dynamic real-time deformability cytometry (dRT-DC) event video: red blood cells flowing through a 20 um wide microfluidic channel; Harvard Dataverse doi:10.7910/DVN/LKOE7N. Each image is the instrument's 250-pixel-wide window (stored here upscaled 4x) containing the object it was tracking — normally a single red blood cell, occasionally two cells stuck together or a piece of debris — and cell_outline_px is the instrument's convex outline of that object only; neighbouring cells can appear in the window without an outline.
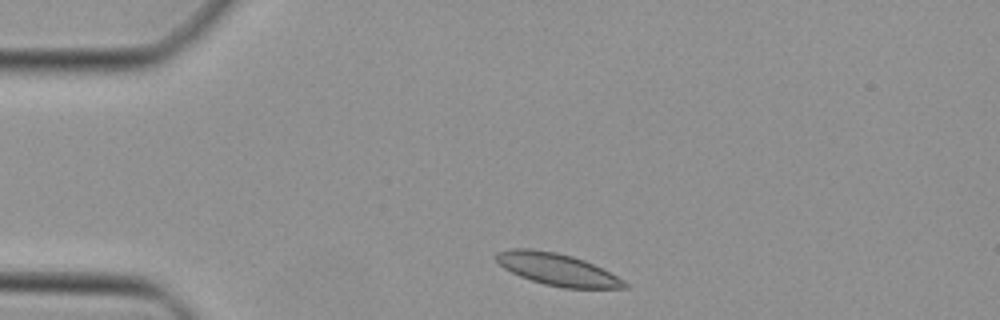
{"species": "Egyptian fruit bat (a non-hibernating species)", "species_latin": "Rousettus aegyptiacus", "temperature_condition": "cold", "stored_images_in_passage": 39, "camera_frame_rate_fps": 3000, "um_per_image_px": 0.085, "animal": {"sex": "female"}, "frame": {"image": 1, "passage_image": 2, "time_ms": 0.333, "image_size_px": [1000, 320], "cell_outline_px": [[628, 288], [564, 288], [544, 284], [520, 276], [504, 268], [496, 260], [496, 252], [508, 248], [532, 248], [556, 252], [572, 256], [584, 260], [624, 280], [628, 284]], "centroid_in_image_um": [47.33, 22.89], "position_along_channel_um": 37.7, "area_um2": 23.81}}
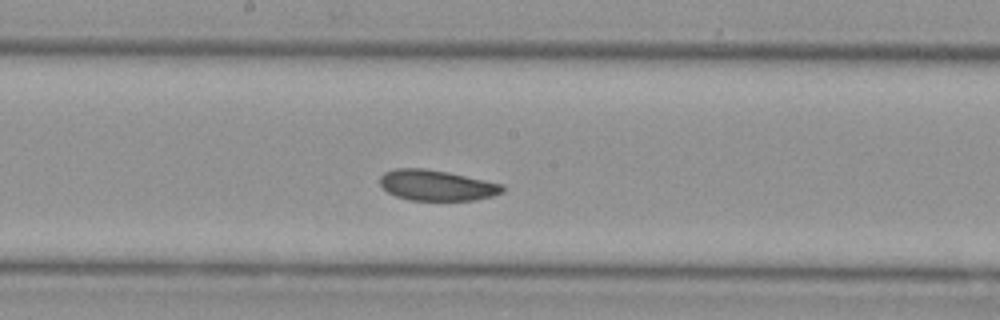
{"frame": {"image": 2, "passage_image": 17, "time_ms": 5.333, "image_size_px": [1000, 320], "cell_outline_px": [[504, 192], [492, 196], [476, 200], [408, 200], [396, 196], [388, 192], [380, 184], [380, 176], [384, 172], [396, 168], [424, 168], [448, 172], [504, 184]], "centroid_in_image_um": [37.13, 15.75], "position_along_channel_um": 211.1, "area_um2": 21.96}}
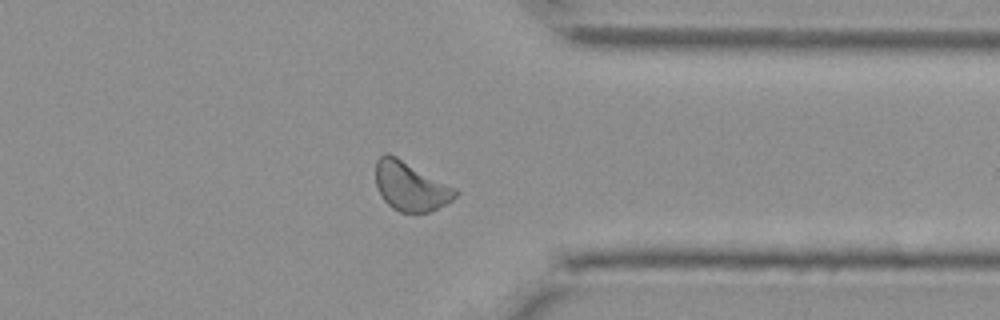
{"frame": {"image": 3, "passage_image": 29, "time_ms": 9.333, "image_size_px": [1000, 320], "cell_outline_px": [[460, 192], [448, 204], [432, 212], [400, 212], [392, 208], [380, 196], [376, 184], [376, 160], [384, 152], [388, 152], [396, 156], [456, 188]], "centroid_in_image_um": [34.9, 15.84], "position_along_channel_um": 376.5, "area_um2": 23.0}}